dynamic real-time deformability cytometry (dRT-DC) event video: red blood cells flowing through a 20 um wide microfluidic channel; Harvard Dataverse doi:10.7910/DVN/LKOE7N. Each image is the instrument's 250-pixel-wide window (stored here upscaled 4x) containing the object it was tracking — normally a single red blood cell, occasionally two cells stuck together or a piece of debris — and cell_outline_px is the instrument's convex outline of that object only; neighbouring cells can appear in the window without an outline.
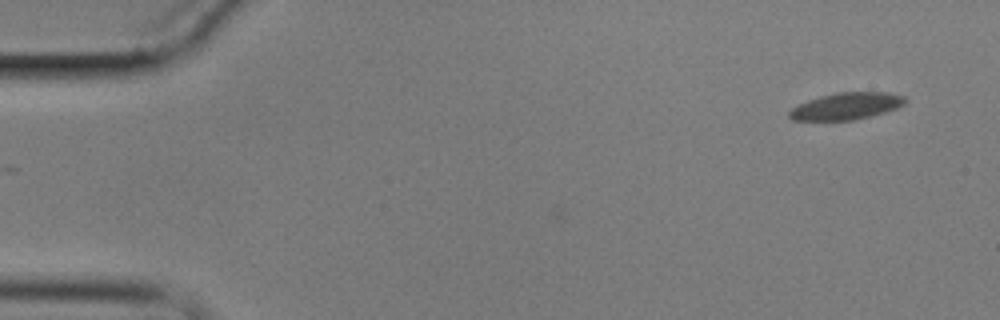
{"species": "common noctule bat (a hibernating species)", "species_latin": "Nyctalus noctula", "temperature_condition": "cold", "stored_images_in_passage": 5, "camera_frame_rate_fps": 3000, "um_per_image_px": 0.085, "animal": {"sex": "male", "body_mass_g": 17.9}, "frame": {"image": 1, "passage_image": 1, "time_ms": 0.0, "image_size_px": [1000, 320], "cell_outline_px": [[908, 100], [904, 104], [896, 108], [884, 112], [852, 120], [792, 120], [788, 116], [788, 112], [792, 108], [808, 100], [820, 96], [836, 92], [888, 92], [904, 96]], "centroid_in_image_um": [71.94, 9.01], "position_along_channel_um": 13.1, "area_um2": 18.03}}
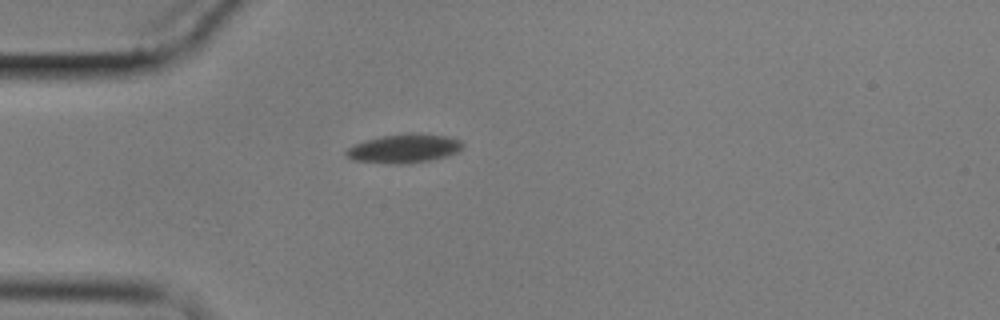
{"frame": {"image": 2, "passage_image": 5, "time_ms": 4.667, "image_size_px": [1000, 320], "cell_outline_px": [[464, 148], [460, 152], [448, 156], [432, 160], [408, 164], [388, 164], [352, 160], [344, 152], [348, 148], [364, 140], [380, 136], [408, 132], [412, 132], [444, 136], [460, 140], [464, 144]], "centroid_in_image_um": [34.38, 12.63], "position_along_channel_um": 50.6, "area_um2": 20.0}}